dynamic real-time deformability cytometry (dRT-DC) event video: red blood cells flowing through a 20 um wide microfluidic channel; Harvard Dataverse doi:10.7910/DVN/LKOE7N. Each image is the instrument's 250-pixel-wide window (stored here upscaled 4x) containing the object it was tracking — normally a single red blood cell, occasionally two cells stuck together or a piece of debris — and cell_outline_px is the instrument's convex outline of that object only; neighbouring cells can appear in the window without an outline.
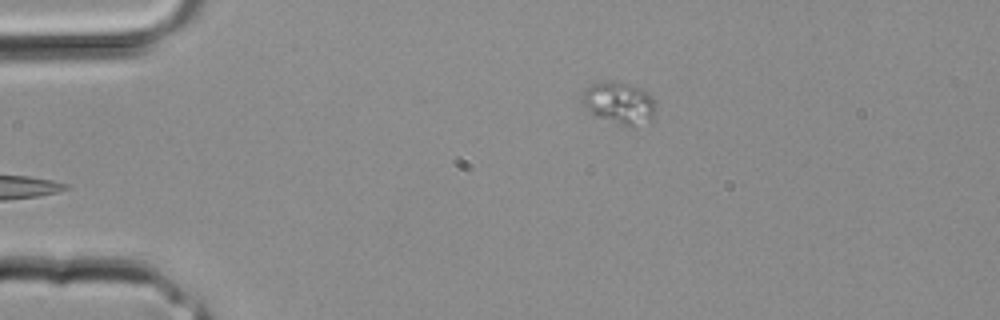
{"species": "common noctule bat (a hibernating species)", "species_latin": "Nyctalus noctula", "temperature_condition": "room temperature", "stored_images_in_passage": 6, "camera_frame_rate_fps": 3000, "um_per_image_px": 0.085, "animal": {"sex": "male", "body_mass_g": 20.4}, "frame": {"image": 1, "passage_image": 1, "time_ms": 0.0, "image_size_px": [1000, 320], "cell_outline_px": [[652, 124], [632, 128], [624, 128], [592, 116], [588, 112], [580, 100], [580, 96], [592, 84], [612, 80], [640, 88], [648, 92], [652, 96]], "centroid_in_image_um": [52.6, 8.84], "position_along_channel_um": 32.4, "area_um2": 18.67}}
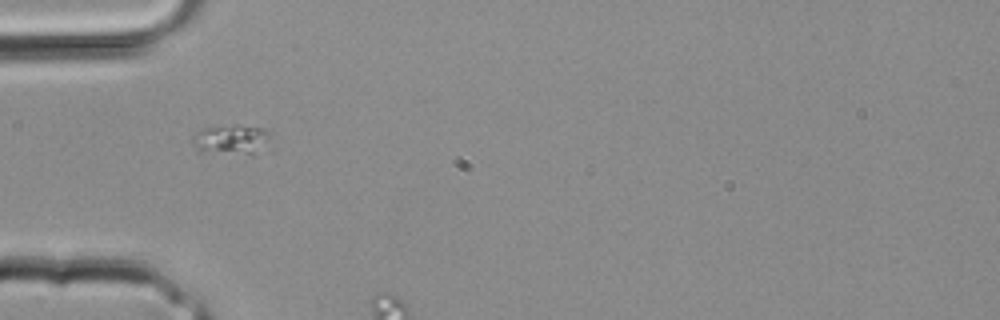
{"frame": {"image": 2, "passage_image": 5, "time_ms": 1.333, "image_size_px": [1000, 320], "cell_outline_px": [[268, 136], [252, 156], [200, 148], [192, 140], [192, 136], [200, 128], [236, 124], [264, 128], [268, 132]], "centroid_in_image_um": [19.65, 11.79], "position_along_channel_um": 65.4, "area_um2": 12.66}}